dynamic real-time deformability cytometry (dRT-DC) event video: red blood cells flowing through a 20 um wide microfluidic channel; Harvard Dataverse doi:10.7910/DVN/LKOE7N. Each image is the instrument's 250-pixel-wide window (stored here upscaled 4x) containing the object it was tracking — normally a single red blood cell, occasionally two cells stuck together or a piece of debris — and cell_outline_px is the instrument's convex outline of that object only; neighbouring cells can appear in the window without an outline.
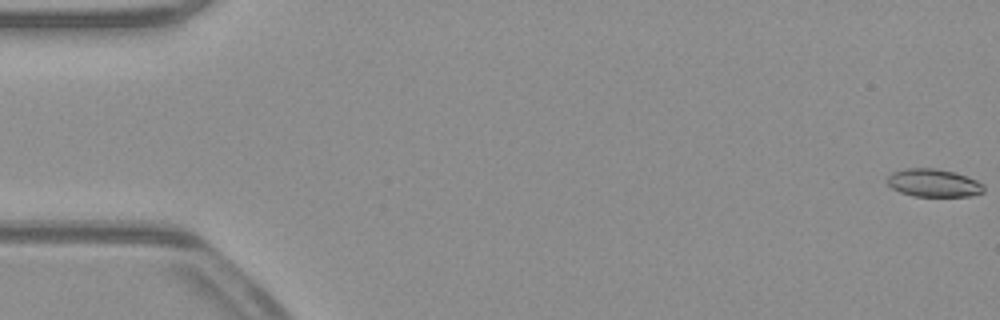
{"species": "common noctule bat (a hibernating species)", "species_latin": "Nyctalus noctula", "temperature_condition": "warm", "stored_images_in_passage": 54, "camera_frame_rate_fps": 3000, "um_per_image_px": 0.085, "animal": {"sex": "male", "body_mass_g": 23.1, "forearm_length_mm": 52.7}, "frame": {"image": 1, "passage_image": 1, "time_ms": 0.0, "image_size_px": [1000, 320], "cell_outline_px": [[984, 192], [968, 196], [912, 196], [900, 192], [892, 188], [888, 184], [888, 176], [892, 172], [904, 168], [936, 168], [956, 172], [968, 176], [984, 184]], "centroid_in_image_um": [79.36, 15.54], "position_along_channel_um": 5.6, "area_um2": 15.84}}
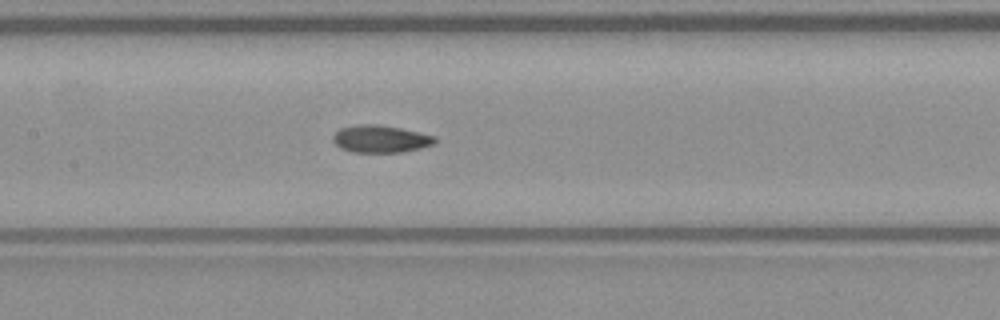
{"frame": {"image": 2, "passage_image": 26, "time_ms": 8.333, "image_size_px": [1000, 320], "cell_outline_px": [[436, 144], [404, 152], [352, 152], [340, 148], [332, 140], [332, 136], [340, 128], [356, 124], [376, 124], [400, 128], [420, 132], [436, 136]], "centroid_in_image_um": [32.35, 11.8], "position_along_channel_um": 175.0, "area_um2": 16.42}}
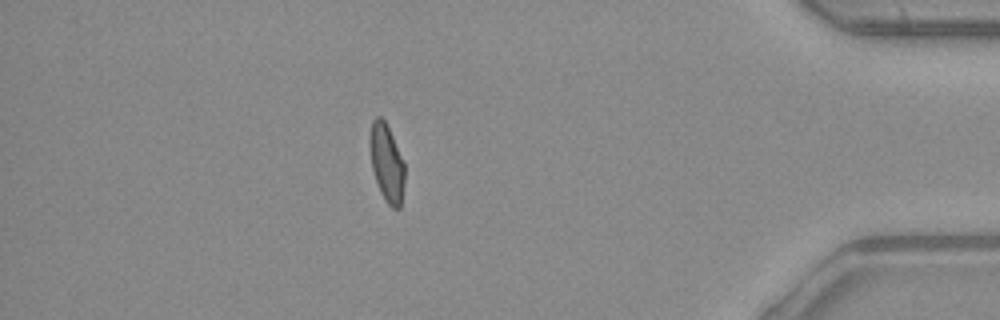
{"frame": {"image": 3, "passage_image": 47, "time_ms": 15.333, "image_size_px": [1000, 320], "cell_outline_px": [[404, 184], [400, 208], [392, 208], [384, 200], [380, 192], [372, 168], [368, 144], [368, 140], [372, 120], [376, 116], [380, 116], [384, 120], [404, 160]], "centroid_in_image_um": [32.85, 13.83], "position_along_channel_um": 402.4, "area_um2": 15.9}, "authors_computed_cell_mechanics": {"area_um2": 16.0684, "velocity_mm_per_s": 3.9239, "shape_relaxation_time_tau1_ms": 4.974, "shape_relaxation_time_tau2_ms": 2.1209, "deformation_change_tau1": 0.143, "deformation_change_tau2": 0.0598}}